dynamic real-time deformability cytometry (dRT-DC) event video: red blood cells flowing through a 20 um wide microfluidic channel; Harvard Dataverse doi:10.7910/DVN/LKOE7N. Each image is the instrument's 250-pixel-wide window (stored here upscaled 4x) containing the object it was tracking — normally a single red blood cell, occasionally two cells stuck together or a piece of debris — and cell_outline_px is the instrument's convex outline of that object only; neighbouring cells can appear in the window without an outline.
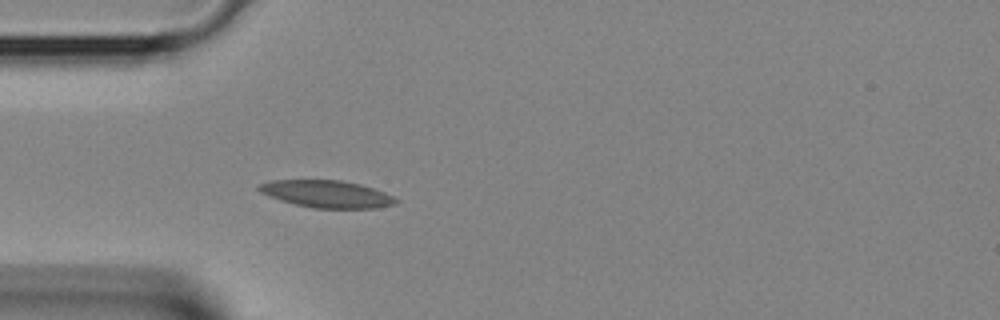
{"species": "Egyptian fruit bat (a non-hibernating species)", "species_latin": "Rousettus aegyptiacus", "temperature_condition": "room temperature", "stored_images_in_passage": 29, "camera_frame_rate_fps": 3000, "um_per_image_px": 0.085, "animal": {"sex": "female"}, "frame": {"image": 1, "passage_image": 1, "time_ms": 0.0, "image_size_px": [1000, 320], "cell_outline_px": [[400, 200], [396, 204], [376, 208], [312, 208], [280, 200], [268, 196], [260, 192], [256, 188], [260, 184], [272, 180], [340, 180], [360, 184], [384, 192]], "centroid_in_image_um": [27.77, 16.49], "position_along_channel_um": 57.2, "area_um2": 21.68}}
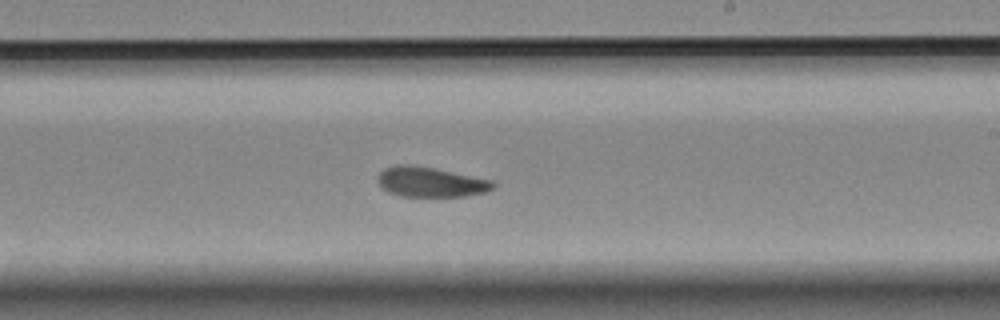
{"frame": {"image": 2, "passage_image": 13, "time_ms": 4.0, "image_size_px": [1000, 320], "cell_outline_px": [[496, 184], [488, 192], [464, 196], [400, 196], [388, 192], [380, 184], [380, 172], [384, 168], [396, 164], [408, 164], [436, 168], [492, 180]], "centroid_in_image_um": [36.63, 15.46], "position_along_channel_um": 252.4, "area_um2": 20.06}}
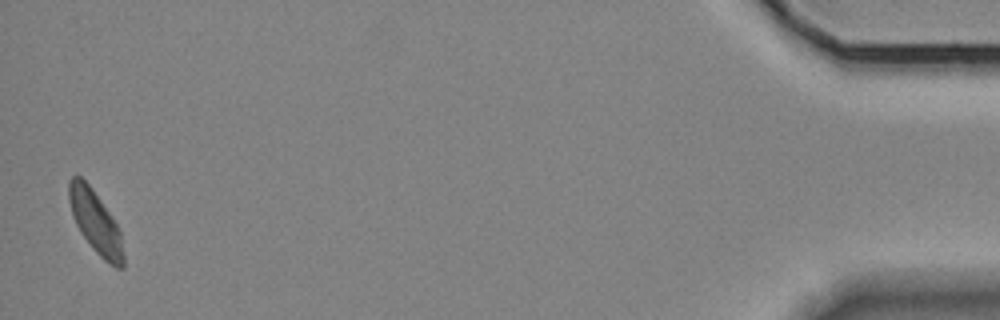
{"frame": {"image": 3, "passage_image": 29, "time_ms": 9.333, "image_size_px": [1000, 320], "cell_outline_px": [[124, 268], [116, 268], [108, 264], [92, 248], [80, 232], [72, 216], [68, 200], [68, 180], [72, 176], [80, 176], [92, 188], [116, 224], [120, 232], [124, 256]], "centroid_in_image_um": [8.09, 18.89], "position_along_channel_um": 427.1, "area_um2": 19.77}}